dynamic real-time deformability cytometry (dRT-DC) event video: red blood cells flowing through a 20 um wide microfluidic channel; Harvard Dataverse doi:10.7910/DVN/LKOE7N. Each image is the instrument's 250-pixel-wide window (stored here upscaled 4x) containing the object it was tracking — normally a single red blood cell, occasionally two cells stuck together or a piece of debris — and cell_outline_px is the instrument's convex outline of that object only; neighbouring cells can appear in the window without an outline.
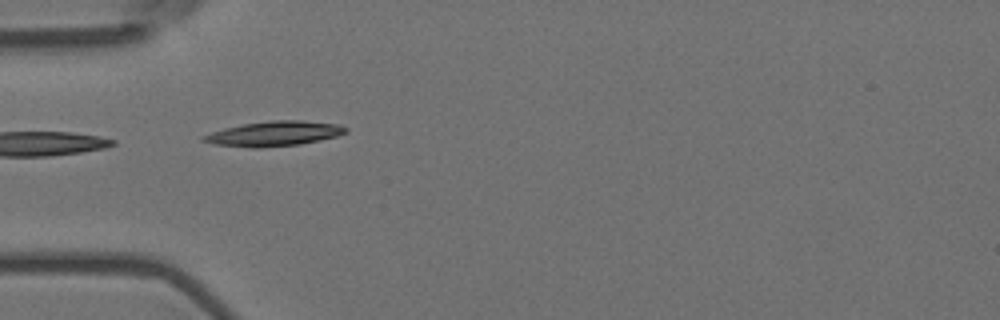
{"species": "Egyptian fruit bat (a non-hibernating species)", "species_latin": "Rousettus aegyptiacus", "temperature_condition": "room temperature", "stored_images_in_passage": 1, "camera_frame_rate_fps": 3000, "um_per_image_px": 0.085, "animal": {"sex": "female"}, "frame": {"image": 1, "passage_image": 1, "time_ms": 0.0, "image_size_px": [1000, 320], "cell_outline_px": [[348, 132], [336, 136], [320, 140], [300, 144], [256, 148], [252, 148], [216, 144], [200, 140], [200, 136], [224, 128], [244, 124], [272, 120], [304, 120], [340, 124], [348, 128]], "centroid_in_image_um": [23.32, 11.35], "position_along_channel_um": 61.7, "area_um2": 20.63}}